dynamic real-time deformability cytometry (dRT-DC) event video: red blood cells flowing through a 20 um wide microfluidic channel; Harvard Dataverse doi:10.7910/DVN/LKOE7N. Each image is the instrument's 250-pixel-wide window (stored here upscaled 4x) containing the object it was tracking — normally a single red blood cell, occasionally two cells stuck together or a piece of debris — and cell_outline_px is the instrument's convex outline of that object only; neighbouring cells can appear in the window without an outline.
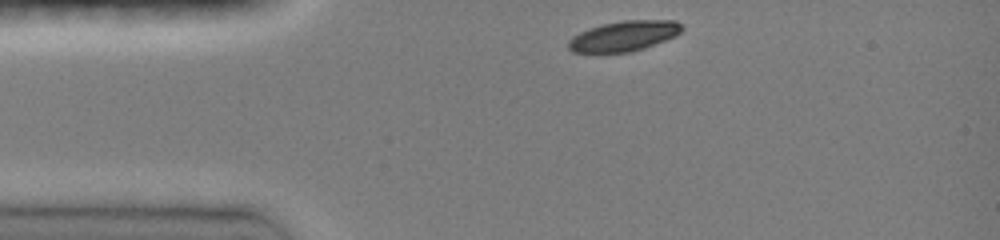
{"species": "common noctule bat (a hibernating species)", "species_latin": "Nyctalus noctula", "temperature_condition": "room temperature", "stored_images_in_passage": 33, "camera_frame_rate_fps": 3000, "um_per_image_px": 0.085, "animal": {"sex": "female", "body_mass_g": 19.0, "forearm_length_mm": 51.5}, "frame": {"image": 1, "passage_image": 1, "time_ms": 0.0, "image_size_px": [1000, 240], "cell_outline_px": [[684, 28], [676, 36], [644, 48], [632, 52], [572, 52], [568, 48], [568, 40], [572, 36], [580, 32], [604, 24], [624, 20], [676, 20]], "centroid_in_image_um": [53.05, 3.06], "position_along_channel_um": 31.9, "area_um2": 19.88}}
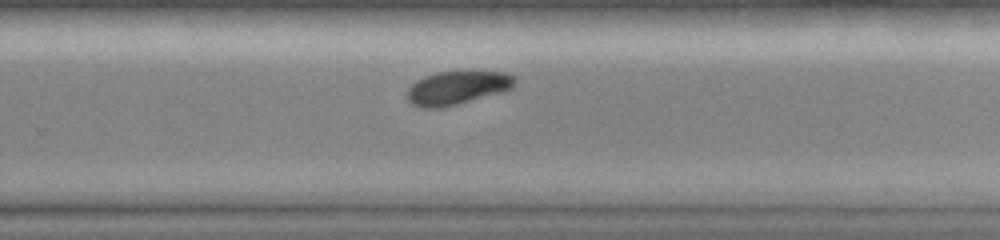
{"frame": {"image": 2, "passage_image": 23, "time_ms": 7.333, "image_size_px": [1000, 240], "cell_outline_px": [[516, 80], [512, 88], [500, 92], [456, 104], [440, 108], [420, 108], [412, 104], [408, 100], [408, 88], [416, 80], [424, 76], [436, 72], [504, 72], [516, 76]], "centroid_in_image_um": [38.84, 7.46], "position_along_channel_um": 291.0, "area_um2": 20.75}}
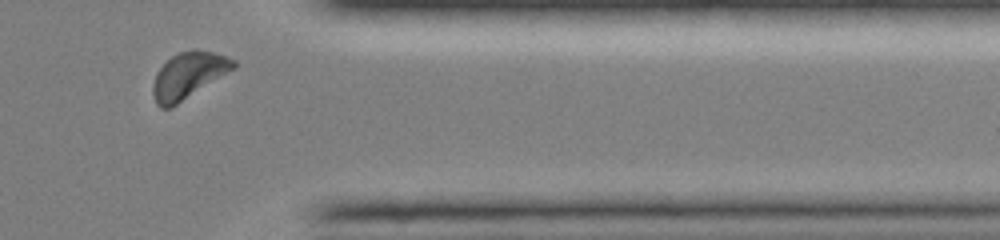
{"frame": {"image": 3, "passage_image": 31, "time_ms": 10.0, "image_size_px": [1000, 240], "cell_outline_px": [[236, 68], [176, 104], [168, 108], [160, 108], [156, 104], [152, 92], [152, 84], [156, 72], [172, 56], [180, 52], [192, 48], [196, 48], [212, 52], [236, 60]], "centroid_in_image_um": [16.01, 6.39], "position_along_channel_um": 395.4, "area_um2": 21.56}, "authors_computed_cell_mechanics": {"area_um2": 21.7906, "velocity_mm_per_s": 4.0005, "shape_relaxation_time_tau1_ms": 1.9418, "shape_relaxation_time_tau2_ms": null, "deformation_change_tau1": 0.098, "deformation_change_tau2": null}}